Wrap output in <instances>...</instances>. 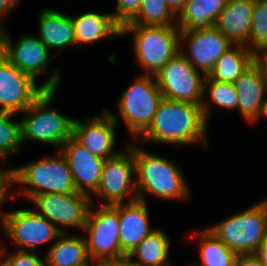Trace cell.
<instances>
[{"instance_id":"obj_1","label":"cell","mask_w":267,"mask_h":266,"mask_svg":"<svg viewBox=\"0 0 267 266\" xmlns=\"http://www.w3.org/2000/svg\"><path fill=\"white\" fill-rule=\"evenodd\" d=\"M208 124L201 105L163 98L149 127L135 141L208 147Z\"/></svg>"},{"instance_id":"obj_2","label":"cell","mask_w":267,"mask_h":266,"mask_svg":"<svg viewBox=\"0 0 267 266\" xmlns=\"http://www.w3.org/2000/svg\"><path fill=\"white\" fill-rule=\"evenodd\" d=\"M138 200L146 202V194L167 200H187L189 184L175 163L133 144Z\"/></svg>"},{"instance_id":"obj_3","label":"cell","mask_w":267,"mask_h":266,"mask_svg":"<svg viewBox=\"0 0 267 266\" xmlns=\"http://www.w3.org/2000/svg\"><path fill=\"white\" fill-rule=\"evenodd\" d=\"M12 169L11 199L17 198L18 193L32 200L36 195L44 193L76 192L70 168L60 150L54 157L41 158L33 163L13 166ZM14 184L22 186L17 188Z\"/></svg>"},{"instance_id":"obj_4","label":"cell","mask_w":267,"mask_h":266,"mask_svg":"<svg viewBox=\"0 0 267 266\" xmlns=\"http://www.w3.org/2000/svg\"><path fill=\"white\" fill-rule=\"evenodd\" d=\"M57 90H45L24 112L20 118L21 143L27 141L42 142L62 148L72 136L73 117L51 109Z\"/></svg>"},{"instance_id":"obj_5","label":"cell","mask_w":267,"mask_h":266,"mask_svg":"<svg viewBox=\"0 0 267 266\" xmlns=\"http://www.w3.org/2000/svg\"><path fill=\"white\" fill-rule=\"evenodd\" d=\"M127 34L133 35L134 55L146 75H156L180 51L178 26L126 24L121 36Z\"/></svg>"},{"instance_id":"obj_6","label":"cell","mask_w":267,"mask_h":266,"mask_svg":"<svg viewBox=\"0 0 267 266\" xmlns=\"http://www.w3.org/2000/svg\"><path fill=\"white\" fill-rule=\"evenodd\" d=\"M207 228L237 255L255 254L267 235V202H256Z\"/></svg>"},{"instance_id":"obj_7","label":"cell","mask_w":267,"mask_h":266,"mask_svg":"<svg viewBox=\"0 0 267 266\" xmlns=\"http://www.w3.org/2000/svg\"><path fill=\"white\" fill-rule=\"evenodd\" d=\"M61 68L53 70L40 85L0 54V110L17 114L24 112L45 90H57Z\"/></svg>"},{"instance_id":"obj_8","label":"cell","mask_w":267,"mask_h":266,"mask_svg":"<svg viewBox=\"0 0 267 266\" xmlns=\"http://www.w3.org/2000/svg\"><path fill=\"white\" fill-rule=\"evenodd\" d=\"M163 98L155 75H138L122 93L117 109L133 140L149 127Z\"/></svg>"},{"instance_id":"obj_9","label":"cell","mask_w":267,"mask_h":266,"mask_svg":"<svg viewBox=\"0 0 267 266\" xmlns=\"http://www.w3.org/2000/svg\"><path fill=\"white\" fill-rule=\"evenodd\" d=\"M91 204L84 230L87 252L94 263L125 256L119 242V204Z\"/></svg>"},{"instance_id":"obj_10","label":"cell","mask_w":267,"mask_h":266,"mask_svg":"<svg viewBox=\"0 0 267 266\" xmlns=\"http://www.w3.org/2000/svg\"><path fill=\"white\" fill-rule=\"evenodd\" d=\"M128 150L119 151L115 156L106 158L103 164L101 179L96 190L100 205L131 203L138 200L135 176L133 144ZM130 196V197H129ZM127 197H129L127 201Z\"/></svg>"},{"instance_id":"obj_11","label":"cell","mask_w":267,"mask_h":266,"mask_svg":"<svg viewBox=\"0 0 267 266\" xmlns=\"http://www.w3.org/2000/svg\"><path fill=\"white\" fill-rule=\"evenodd\" d=\"M2 232L17 250L34 251L40 245L50 244L62 234L46 217L32 209L3 210ZM51 242V243H50ZM53 242V243H52Z\"/></svg>"},{"instance_id":"obj_12","label":"cell","mask_w":267,"mask_h":266,"mask_svg":"<svg viewBox=\"0 0 267 266\" xmlns=\"http://www.w3.org/2000/svg\"><path fill=\"white\" fill-rule=\"evenodd\" d=\"M206 75L179 52L155 75L164 98L202 105Z\"/></svg>"},{"instance_id":"obj_13","label":"cell","mask_w":267,"mask_h":266,"mask_svg":"<svg viewBox=\"0 0 267 266\" xmlns=\"http://www.w3.org/2000/svg\"><path fill=\"white\" fill-rule=\"evenodd\" d=\"M31 201L38 209L36 212L46 217L62 233H66L68 226L84 230L92 204L89 195L77 191L39 194Z\"/></svg>"},{"instance_id":"obj_14","label":"cell","mask_w":267,"mask_h":266,"mask_svg":"<svg viewBox=\"0 0 267 266\" xmlns=\"http://www.w3.org/2000/svg\"><path fill=\"white\" fill-rule=\"evenodd\" d=\"M234 44L214 26L210 29L180 31V53L196 69L208 75L216 61Z\"/></svg>"},{"instance_id":"obj_15","label":"cell","mask_w":267,"mask_h":266,"mask_svg":"<svg viewBox=\"0 0 267 266\" xmlns=\"http://www.w3.org/2000/svg\"><path fill=\"white\" fill-rule=\"evenodd\" d=\"M117 116L104 108L101 116H87L84 120L74 118L72 136L88 151L99 158H110L115 151Z\"/></svg>"},{"instance_id":"obj_16","label":"cell","mask_w":267,"mask_h":266,"mask_svg":"<svg viewBox=\"0 0 267 266\" xmlns=\"http://www.w3.org/2000/svg\"><path fill=\"white\" fill-rule=\"evenodd\" d=\"M71 171L76 191L89 195L98 188L105 159L99 158L82 146L73 136L64 142L60 149Z\"/></svg>"},{"instance_id":"obj_17","label":"cell","mask_w":267,"mask_h":266,"mask_svg":"<svg viewBox=\"0 0 267 266\" xmlns=\"http://www.w3.org/2000/svg\"><path fill=\"white\" fill-rule=\"evenodd\" d=\"M12 42L10 34L5 32L2 55L19 70L37 81V77L44 74L50 68L48 66H51V51L38 35H22L14 45Z\"/></svg>"},{"instance_id":"obj_18","label":"cell","mask_w":267,"mask_h":266,"mask_svg":"<svg viewBox=\"0 0 267 266\" xmlns=\"http://www.w3.org/2000/svg\"><path fill=\"white\" fill-rule=\"evenodd\" d=\"M234 86L238 96L237 110L245 121L255 124L267 93L265 72L257 60L234 81Z\"/></svg>"},{"instance_id":"obj_19","label":"cell","mask_w":267,"mask_h":266,"mask_svg":"<svg viewBox=\"0 0 267 266\" xmlns=\"http://www.w3.org/2000/svg\"><path fill=\"white\" fill-rule=\"evenodd\" d=\"M146 202L136 200L119 204V242L121 251L129 255L154 229L151 228Z\"/></svg>"},{"instance_id":"obj_20","label":"cell","mask_w":267,"mask_h":266,"mask_svg":"<svg viewBox=\"0 0 267 266\" xmlns=\"http://www.w3.org/2000/svg\"><path fill=\"white\" fill-rule=\"evenodd\" d=\"M253 3L254 0H228L213 26L233 44L249 48Z\"/></svg>"},{"instance_id":"obj_21","label":"cell","mask_w":267,"mask_h":266,"mask_svg":"<svg viewBox=\"0 0 267 266\" xmlns=\"http://www.w3.org/2000/svg\"><path fill=\"white\" fill-rule=\"evenodd\" d=\"M38 15V37L50 51L76 46L72 16L53 8L42 9Z\"/></svg>"},{"instance_id":"obj_22","label":"cell","mask_w":267,"mask_h":266,"mask_svg":"<svg viewBox=\"0 0 267 266\" xmlns=\"http://www.w3.org/2000/svg\"><path fill=\"white\" fill-rule=\"evenodd\" d=\"M67 233H62L46 250V266H95L88 255L84 235Z\"/></svg>"},{"instance_id":"obj_23","label":"cell","mask_w":267,"mask_h":266,"mask_svg":"<svg viewBox=\"0 0 267 266\" xmlns=\"http://www.w3.org/2000/svg\"><path fill=\"white\" fill-rule=\"evenodd\" d=\"M76 46L90 45L109 36L121 37V28L111 13L85 12L72 17Z\"/></svg>"},{"instance_id":"obj_24","label":"cell","mask_w":267,"mask_h":266,"mask_svg":"<svg viewBox=\"0 0 267 266\" xmlns=\"http://www.w3.org/2000/svg\"><path fill=\"white\" fill-rule=\"evenodd\" d=\"M228 0H187L177 16L180 31L210 29Z\"/></svg>"},{"instance_id":"obj_25","label":"cell","mask_w":267,"mask_h":266,"mask_svg":"<svg viewBox=\"0 0 267 266\" xmlns=\"http://www.w3.org/2000/svg\"><path fill=\"white\" fill-rule=\"evenodd\" d=\"M255 60L256 54L246 45L234 44L216 61L207 76L213 80L234 83Z\"/></svg>"},{"instance_id":"obj_26","label":"cell","mask_w":267,"mask_h":266,"mask_svg":"<svg viewBox=\"0 0 267 266\" xmlns=\"http://www.w3.org/2000/svg\"><path fill=\"white\" fill-rule=\"evenodd\" d=\"M170 245L169 236L156 228L128 256L137 266H170Z\"/></svg>"},{"instance_id":"obj_27","label":"cell","mask_w":267,"mask_h":266,"mask_svg":"<svg viewBox=\"0 0 267 266\" xmlns=\"http://www.w3.org/2000/svg\"><path fill=\"white\" fill-rule=\"evenodd\" d=\"M193 236L199 242V253L202 261L196 266H235L237 254L207 227Z\"/></svg>"},{"instance_id":"obj_28","label":"cell","mask_w":267,"mask_h":266,"mask_svg":"<svg viewBox=\"0 0 267 266\" xmlns=\"http://www.w3.org/2000/svg\"><path fill=\"white\" fill-rule=\"evenodd\" d=\"M205 96L209 97V99H206ZM237 102L238 96L234 83L213 80L206 75L204 81V99L201 107L208 123L211 118L210 109L212 104L231 111L237 109Z\"/></svg>"},{"instance_id":"obj_29","label":"cell","mask_w":267,"mask_h":266,"mask_svg":"<svg viewBox=\"0 0 267 266\" xmlns=\"http://www.w3.org/2000/svg\"><path fill=\"white\" fill-rule=\"evenodd\" d=\"M128 24L151 26H177V16L166 0H141L138 15Z\"/></svg>"},{"instance_id":"obj_30","label":"cell","mask_w":267,"mask_h":266,"mask_svg":"<svg viewBox=\"0 0 267 266\" xmlns=\"http://www.w3.org/2000/svg\"><path fill=\"white\" fill-rule=\"evenodd\" d=\"M249 49L255 54L267 49V0H254Z\"/></svg>"},{"instance_id":"obj_31","label":"cell","mask_w":267,"mask_h":266,"mask_svg":"<svg viewBox=\"0 0 267 266\" xmlns=\"http://www.w3.org/2000/svg\"><path fill=\"white\" fill-rule=\"evenodd\" d=\"M13 113L0 110V154L6 159L17 154L21 147L20 119L13 121Z\"/></svg>"},{"instance_id":"obj_32","label":"cell","mask_w":267,"mask_h":266,"mask_svg":"<svg viewBox=\"0 0 267 266\" xmlns=\"http://www.w3.org/2000/svg\"><path fill=\"white\" fill-rule=\"evenodd\" d=\"M10 251L2 245L1 257L9 266H46L45 258H40L34 251Z\"/></svg>"},{"instance_id":"obj_33","label":"cell","mask_w":267,"mask_h":266,"mask_svg":"<svg viewBox=\"0 0 267 266\" xmlns=\"http://www.w3.org/2000/svg\"><path fill=\"white\" fill-rule=\"evenodd\" d=\"M116 11L112 13L114 22L122 28L130 23L137 15L141 0H116Z\"/></svg>"},{"instance_id":"obj_34","label":"cell","mask_w":267,"mask_h":266,"mask_svg":"<svg viewBox=\"0 0 267 266\" xmlns=\"http://www.w3.org/2000/svg\"><path fill=\"white\" fill-rule=\"evenodd\" d=\"M1 160H6V158L2 154H0V161ZM12 173V167H4L3 169H0V198L2 199L8 200V198L10 197L9 199L11 200V194L13 191Z\"/></svg>"},{"instance_id":"obj_35","label":"cell","mask_w":267,"mask_h":266,"mask_svg":"<svg viewBox=\"0 0 267 266\" xmlns=\"http://www.w3.org/2000/svg\"><path fill=\"white\" fill-rule=\"evenodd\" d=\"M95 266H137L128 255L119 258L107 259L99 262Z\"/></svg>"},{"instance_id":"obj_36","label":"cell","mask_w":267,"mask_h":266,"mask_svg":"<svg viewBox=\"0 0 267 266\" xmlns=\"http://www.w3.org/2000/svg\"><path fill=\"white\" fill-rule=\"evenodd\" d=\"M235 266H263L255 254L237 255Z\"/></svg>"},{"instance_id":"obj_37","label":"cell","mask_w":267,"mask_h":266,"mask_svg":"<svg viewBox=\"0 0 267 266\" xmlns=\"http://www.w3.org/2000/svg\"><path fill=\"white\" fill-rule=\"evenodd\" d=\"M20 0H0V21L6 18L16 6Z\"/></svg>"},{"instance_id":"obj_38","label":"cell","mask_w":267,"mask_h":266,"mask_svg":"<svg viewBox=\"0 0 267 266\" xmlns=\"http://www.w3.org/2000/svg\"><path fill=\"white\" fill-rule=\"evenodd\" d=\"M255 255L259 258L263 266H267V235L260 243Z\"/></svg>"},{"instance_id":"obj_39","label":"cell","mask_w":267,"mask_h":266,"mask_svg":"<svg viewBox=\"0 0 267 266\" xmlns=\"http://www.w3.org/2000/svg\"><path fill=\"white\" fill-rule=\"evenodd\" d=\"M186 2L187 0H166L168 7L176 16L183 10Z\"/></svg>"},{"instance_id":"obj_40","label":"cell","mask_w":267,"mask_h":266,"mask_svg":"<svg viewBox=\"0 0 267 266\" xmlns=\"http://www.w3.org/2000/svg\"><path fill=\"white\" fill-rule=\"evenodd\" d=\"M256 60L263 67L267 79V49L257 53Z\"/></svg>"},{"instance_id":"obj_41","label":"cell","mask_w":267,"mask_h":266,"mask_svg":"<svg viewBox=\"0 0 267 266\" xmlns=\"http://www.w3.org/2000/svg\"><path fill=\"white\" fill-rule=\"evenodd\" d=\"M262 117L267 119V98H265V100L263 101L259 116L255 122H258V120L262 119Z\"/></svg>"},{"instance_id":"obj_42","label":"cell","mask_w":267,"mask_h":266,"mask_svg":"<svg viewBox=\"0 0 267 266\" xmlns=\"http://www.w3.org/2000/svg\"><path fill=\"white\" fill-rule=\"evenodd\" d=\"M6 31V28H4L2 22L0 21V54L3 52L4 35Z\"/></svg>"},{"instance_id":"obj_43","label":"cell","mask_w":267,"mask_h":266,"mask_svg":"<svg viewBox=\"0 0 267 266\" xmlns=\"http://www.w3.org/2000/svg\"><path fill=\"white\" fill-rule=\"evenodd\" d=\"M7 199H2L0 198V228H3V211L1 208L3 207L2 205L5 203Z\"/></svg>"},{"instance_id":"obj_44","label":"cell","mask_w":267,"mask_h":266,"mask_svg":"<svg viewBox=\"0 0 267 266\" xmlns=\"http://www.w3.org/2000/svg\"><path fill=\"white\" fill-rule=\"evenodd\" d=\"M0 266H9L8 263L2 257H0Z\"/></svg>"},{"instance_id":"obj_45","label":"cell","mask_w":267,"mask_h":266,"mask_svg":"<svg viewBox=\"0 0 267 266\" xmlns=\"http://www.w3.org/2000/svg\"><path fill=\"white\" fill-rule=\"evenodd\" d=\"M1 249H2V245L0 244V257H1Z\"/></svg>"}]
</instances>
